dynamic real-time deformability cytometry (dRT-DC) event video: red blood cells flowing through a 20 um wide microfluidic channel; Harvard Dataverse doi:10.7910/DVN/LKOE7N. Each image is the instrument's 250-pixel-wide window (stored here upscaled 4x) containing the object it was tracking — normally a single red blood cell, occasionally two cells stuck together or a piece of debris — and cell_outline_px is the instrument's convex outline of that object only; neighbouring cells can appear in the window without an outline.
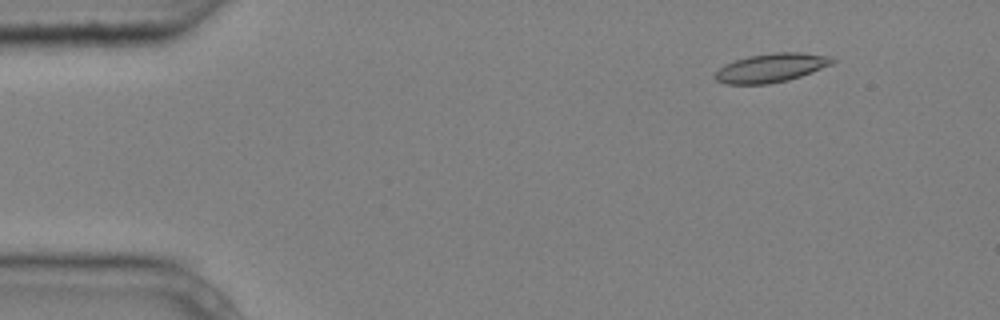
{"species": "common noctule bat (a hibernating species)", "species_latin": "Nyctalus noctula", "temperature_condition": "cold", "stored_images_in_passage": 4, "camera_frame_rate_fps": 3000, "um_per_image_px": 0.085, "animal": {"sex": "male", "body_mass_g": 20.4}, "frame": {"image": 1, "passage_image": 2, "time_ms": 0.333, "image_size_px": [1000, 320], "cell_outline_px": [[836, 60], [832, 64], [812, 72], [788, 80], [768, 84], [728, 84], [716, 80], [712, 76], [724, 64], [748, 56], [776, 52], [800, 52], [832, 56]], "centroid_in_image_um": [65.56, 5.76], "position_along_channel_um": 19.4, "area_um2": 19.71}}